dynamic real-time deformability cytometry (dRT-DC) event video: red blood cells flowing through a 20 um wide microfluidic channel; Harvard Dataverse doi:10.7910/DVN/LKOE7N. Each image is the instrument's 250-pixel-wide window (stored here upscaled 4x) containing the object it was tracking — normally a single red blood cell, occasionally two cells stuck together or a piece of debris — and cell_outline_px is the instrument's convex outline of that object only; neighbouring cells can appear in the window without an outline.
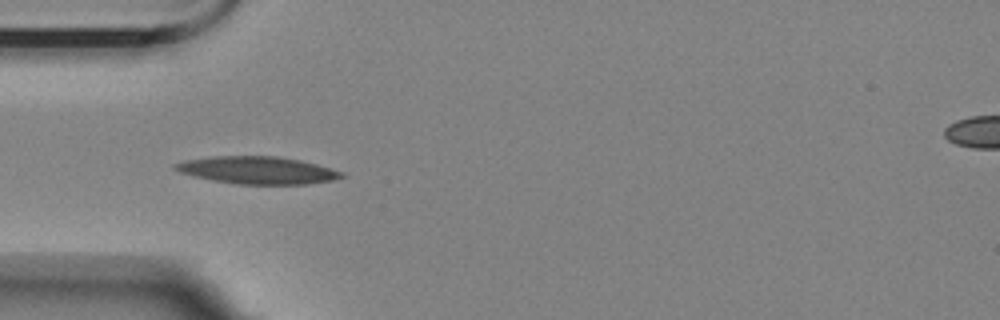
{"species": "Egyptian fruit bat (a non-hibernating species)", "species_latin": "Rousettus aegyptiacus", "temperature_condition": "room temperature", "stored_images_in_passage": 4, "camera_frame_rate_fps": 3000, "um_per_image_px": 0.085, "animal": {"sex": "female"}, "frame": {"image": 1, "passage_image": 4, "time_ms": 3.333, "image_size_px": [1000, 320], "cell_outline_px": [[344, 176], [332, 180], [308, 184], [236, 184], [212, 180], [180, 172], [172, 168], [172, 164], [184, 160], [212, 156], [276, 156], [300, 160], [316, 164], [344, 172]], "centroid_in_image_um": [21.86, 14.46], "position_along_channel_um": 63.1, "area_um2": 26.53}}